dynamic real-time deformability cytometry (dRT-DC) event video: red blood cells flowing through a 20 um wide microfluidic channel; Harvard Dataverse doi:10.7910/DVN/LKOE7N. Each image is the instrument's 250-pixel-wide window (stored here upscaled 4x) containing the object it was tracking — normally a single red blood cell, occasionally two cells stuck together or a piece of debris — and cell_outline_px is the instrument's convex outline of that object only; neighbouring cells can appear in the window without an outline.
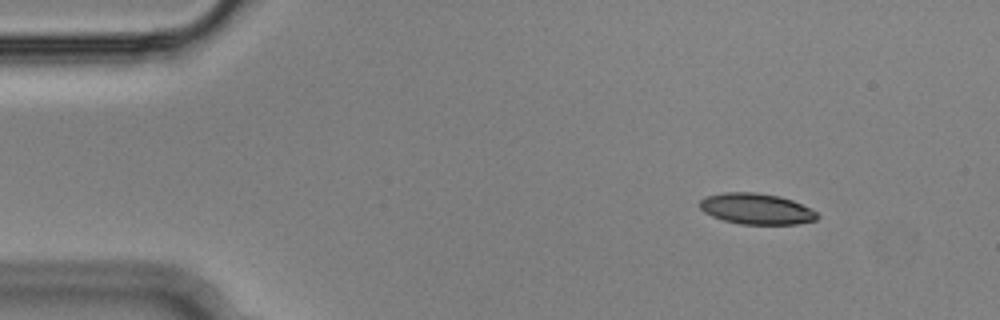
{"species": "Egyptian fruit bat (a non-hibernating species)", "species_latin": "Rousettus aegyptiacus", "temperature_condition": "cold", "stored_images_in_passage": 54, "camera_frame_rate_fps": 3000, "um_per_image_px": 0.085, "animal": {"sex": "male"}, "frame": {"image": 1, "passage_image": 6, "time_ms": 1.667, "image_size_px": [1000, 320], "cell_outline_px": [[820, 216], [816, 220], [796, 224], [740, 224], [724, 220], [712, 216], [704, 212], [700, 208], [700, 200], [708, 196], [724, 192], [756, 192], [780, 196], [792, 200], [816, 212]], "centroid_in_image_um": [64.29, 17.75], "position_along_channel_um": 20.7, "area_um2": 21.04}}
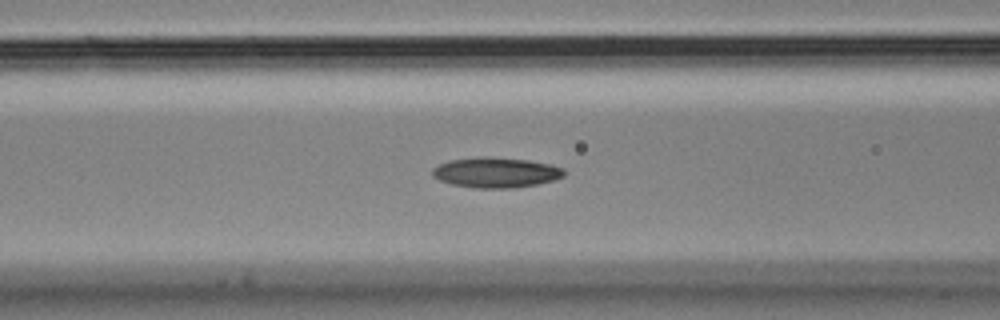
{"frame": {"image": 2, "passage_image": 21, "time_ms": 6.667, "image_size_px": [1000, 320], "cell_outline_px": [[564, 176], [552, 180], [536, 184], [512, 188], [476, 188], [452, 184], [440, 180], [432, 176], [432, 168], [448, 160], [476, 156], [488, 156], [528, 160], [552, 164], [564, 168]], "centroid_in_image_um": [42.13, 14.64], "position_along_channel_um": 124.5, "area_um2": 23.35}}
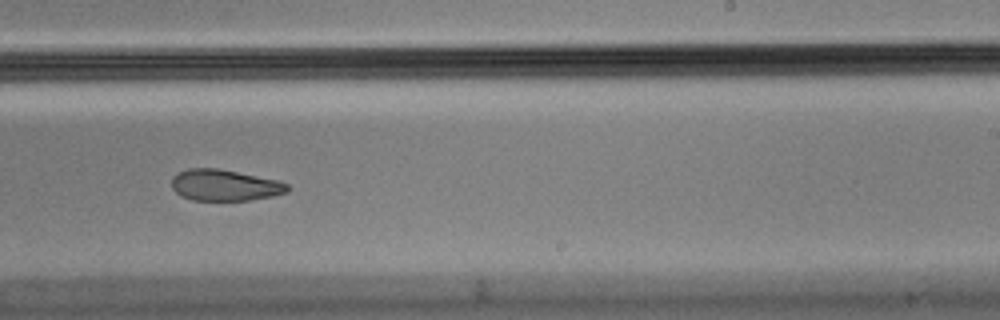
{"frame": {"image": 3, "passage_image": 33, "time_ms": 10.667, "image_size_px": [1000, 320], "cell_outline_px": [[288, 192], [272, 196], [248, 200], [192, 200], [180, 196], [172, 188], [172, 176], [176, 172], [188, 168], [220, 168], [276, 180], [288, 184]], "centroid_in_image_um": [19.05, 15.73], "position_along_channel_um": 270.0, "area_um2": 21.15}}